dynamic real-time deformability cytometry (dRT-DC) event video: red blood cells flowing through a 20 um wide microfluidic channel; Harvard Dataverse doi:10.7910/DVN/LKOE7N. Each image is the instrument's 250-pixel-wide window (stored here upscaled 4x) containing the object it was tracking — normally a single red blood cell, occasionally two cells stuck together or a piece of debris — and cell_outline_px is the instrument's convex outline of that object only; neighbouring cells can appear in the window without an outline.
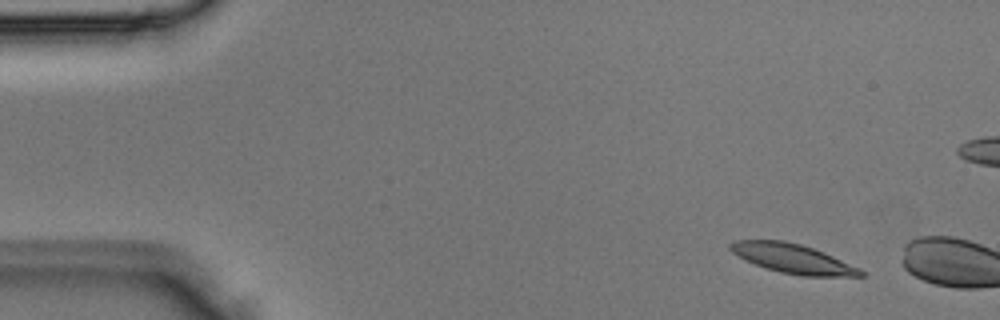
{"species": "Egyptian fruit bat (a non-hibernating species)", "species_latin": "Rousettus aegyptiacus", "temperature_condition": "room temperature", "stored_images_in_passage": 2, "camera_frame_rate_fps": 3000, "um_per_image_px": 0.085, "animal": {"sex": "male"}, "frame": {"image": 1, "passage_image": 1, "time_ms": 0.0, "image_size_px": [1000, 320], "cell_outline_px": [[868, 276], [800, 276], [780, 272], [764, 268], [744, 260], [732, 252], [728, 248], [728, 244], [732, 240], [784, 240], [800, 244], [824, 252], [860, 268]], "centroid_in_image_um": [67.36, 21.98], "position_along_channel_um": 17.6, "area_um2": 22.48}}